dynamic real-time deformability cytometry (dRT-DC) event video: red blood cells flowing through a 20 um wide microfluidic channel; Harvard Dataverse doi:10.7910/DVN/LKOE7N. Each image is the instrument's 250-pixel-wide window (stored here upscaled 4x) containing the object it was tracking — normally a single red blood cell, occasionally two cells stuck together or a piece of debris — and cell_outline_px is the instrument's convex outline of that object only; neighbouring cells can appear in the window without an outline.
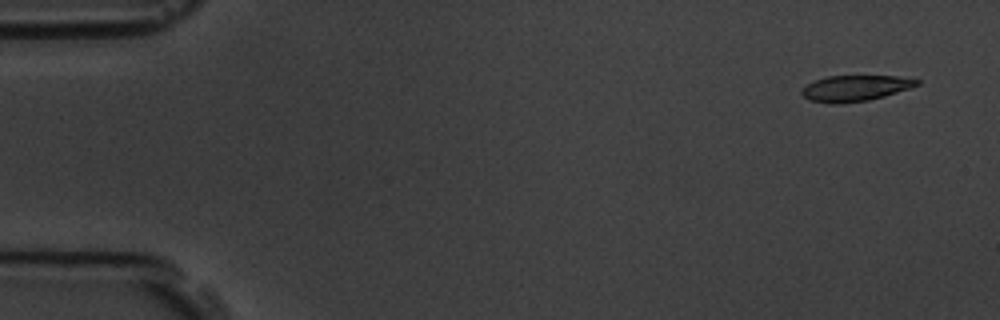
{"species": "common noctule bat (a hibernating species)", "species_latin": "Nyctalus noctula", "temperature_condition": "room temperature", "stored_images_in_passage": 4, "camera_frame_rate_fps": 3000, "um_per_image_px": 0.085, "animal": {"sex": "male", "body_mass_g": 19.5, "forearm_length_mm": 54.6}, "frame": {"image": 1, "passage_image": 1, "time_ms": 0.0, "image_size_px": [1000, 320], "cell_outline_px": [[920, 84], [884, 96], [868, 100], [840, 104], [828, 104], [808, 100], [800, 92], [800, 88], [816, 80], [828, 76], [896, 76], [920, 80]], "centroid_in_image_um": [72.63, 7.51], "position_along_channel_um": 12.4, "area_um2": 17.34}}